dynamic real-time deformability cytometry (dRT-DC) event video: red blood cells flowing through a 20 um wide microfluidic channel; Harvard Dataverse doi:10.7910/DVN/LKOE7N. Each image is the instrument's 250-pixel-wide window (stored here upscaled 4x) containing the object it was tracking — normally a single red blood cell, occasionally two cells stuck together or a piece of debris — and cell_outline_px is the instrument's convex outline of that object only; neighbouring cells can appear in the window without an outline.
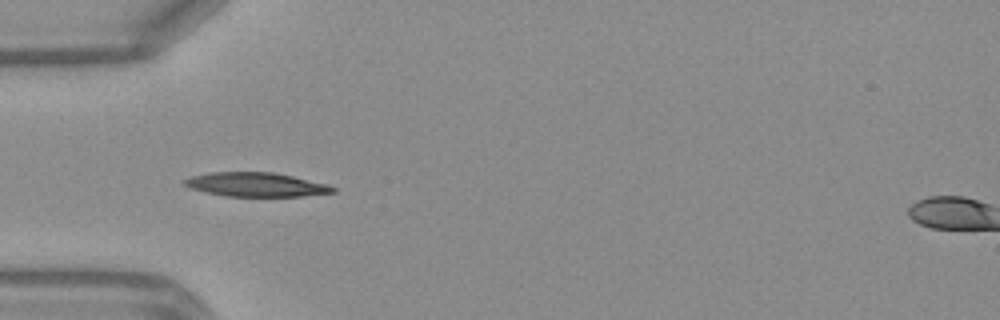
{"species": "Egyptian fruit bat (a non-hibernating species)", "species_latin": "Rousettus aegyptiacus", "temperature_condition": "warm", "stored_images_in_passage": 4, "camera_frame_rate_fps": 3000, "um_per_image_px": 0.085, "frame": {"image": 1, "passage_image": 1, "time_ms": 0.0, "image_size_px": [1000, 320], "cell_outline_px": [[336, 192], [300, 196], [224, 196], [192, 188], [184, 184], [184, 180], [188, 176], [212, 172], [272, 172], [292, 176], [328, 184], [336, 188]], "centroid_in_image_um": [21.77, 15.68], "position_along_channel_um": 63.2, "area_um2": 20.63}}